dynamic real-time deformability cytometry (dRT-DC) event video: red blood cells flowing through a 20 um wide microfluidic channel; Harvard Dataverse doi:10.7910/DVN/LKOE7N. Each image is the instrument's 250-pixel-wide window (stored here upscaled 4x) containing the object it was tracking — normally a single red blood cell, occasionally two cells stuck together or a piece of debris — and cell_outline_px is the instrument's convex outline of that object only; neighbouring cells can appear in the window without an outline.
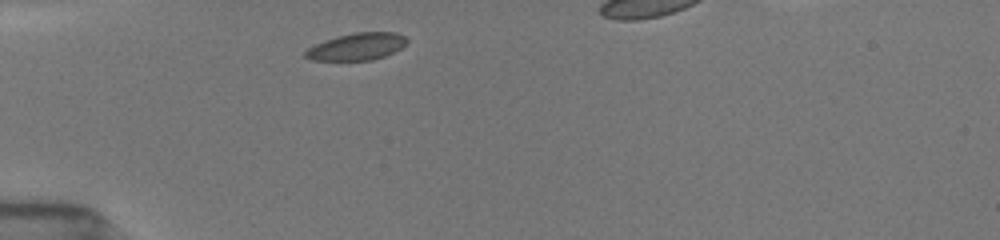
{"species": "common noctule bat (a hibernating species)", "species_latin": "Nyctalus noctula", "temperature_condition": "room temperature", "stored_images_in_passage": 11, "camera_frame_rate_fps": 3000, "um_per_image_px": 0.085, "animal": {"sex": "female", "body_mass_g": 19.5, "forearm_length_mm": 54.1}, "frame": {"image": 1, "passage_image": 1, "time_ms": 0.0, "image_size_px": [1000, 240], "cell_outline_px": [[408, 40], [400, 48], [384, 56], [372, 60], [312, 60], [304, 56], [304, 52], [308, 48], [324, 40], [336, 36], [356, 32], [396, 32], [404, 36]], "centroid_in_image_um": [30.31, 3.95], "position_along_channel_um": 54.7, "area_um2": 15.9}}